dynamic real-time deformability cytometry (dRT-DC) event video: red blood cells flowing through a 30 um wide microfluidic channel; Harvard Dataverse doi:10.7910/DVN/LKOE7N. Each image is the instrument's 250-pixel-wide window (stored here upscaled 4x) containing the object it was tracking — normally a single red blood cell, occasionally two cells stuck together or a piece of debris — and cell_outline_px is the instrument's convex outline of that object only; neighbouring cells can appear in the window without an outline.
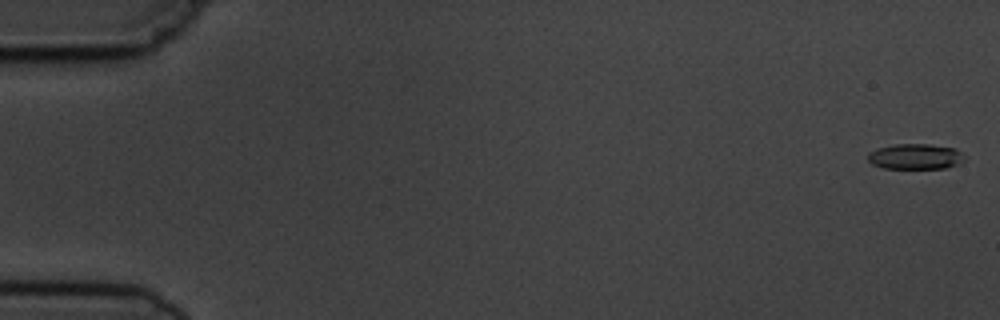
{"species": "common noctule bat (a hibernating species)", "species_latin": "Nyctalus noctula", "temperature_condition": "cold", "stored_images_in_passage": 8, "camera_frame_rate_fps": 3000, "um_per_image_px": 0.085, "animal": {"sex": "male", "body_mass_g": 19.5, "forearm_length_mm": 54.6}, "frame": {"image": 1, "passage_image": 1, "time_ms": 0.0, "image_size_px": [1000, 320], "cell_outline_px": [[964, 160], [960, 164], [944, 168], [884, 168], [872, 164], [868, 160], [868, 152], [876, 148], [896, 144], [928, 144], [956, 148], [964, 156]], "centroid_in_image_um": [77.8, 13.3], "position_along_channel_um": 7.2, "area_um2": 14.39}}
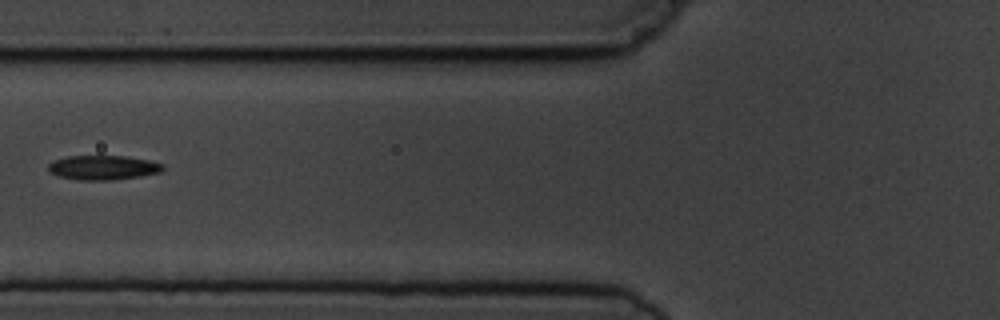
{"frame": {"image": 2, "passage_image": 7, "time_ms": 7.0, "image_size_px": [1000, 320], "cell_outline_px": [[164, 168], [160, 172], [140, 176], [112, 180], [80, 180], [60, 176], [52, 172], [48, 168], [48, 164], [52, 160], [68, 156], [128, 156], [148, 160], [164, 164]], "centroid_in_image_um": [8.78, 14.23], "position_along_channel_um": 117.0, "area_um2": 16.24}}
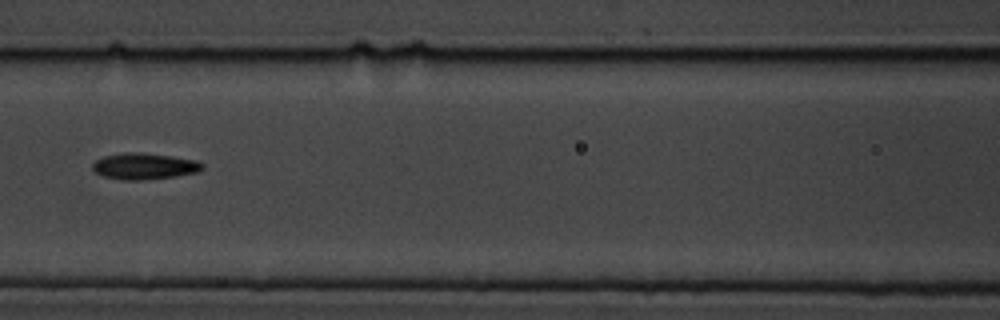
{"frame": {"image": 3, "passage_image": 8, "time_ms": 8.0, "image_size_px": [1000, 320], "cell_outline_px": [[204, 168], [200, 172], [176, 176], [140, 180], [124, 180], [104, 176], [96, 172], [92, 168], [92, 164], [96, 160], [104, 156], [124, 152], [136, 152], [172, 156], [196, 160], [204, 164]], "centroid_in_image_um": [12.3, 14.12], "position_along_channel_um": 154.3, "area_um2": 16.82}}